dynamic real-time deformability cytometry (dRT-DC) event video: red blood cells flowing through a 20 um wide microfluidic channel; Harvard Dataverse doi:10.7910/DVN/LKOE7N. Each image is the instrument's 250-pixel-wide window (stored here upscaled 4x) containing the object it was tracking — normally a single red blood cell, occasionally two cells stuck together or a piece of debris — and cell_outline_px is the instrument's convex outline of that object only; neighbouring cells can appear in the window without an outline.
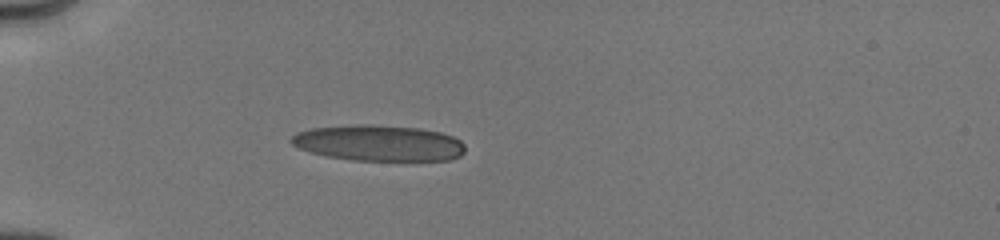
{"species": "human", "species_latin": "Homo sapiens", "temperature_condition": "cold", "stored_images_in_passage": 9, "camera_frame_rate_fps": 3000, "um_per_image_px": 0.085, "donor": {"sex": "male"}, "frame": {"image": 1, "passage_image": 6, "time_ms": 4.0, "image_size_px": [1000, 240], "cell_outline_px": [[464, 152], [460, 156], [452, 160], [352, 160], [324, 156], [308, 152], [292, 144], [288, 140], [296, 132], [312, 128], [360, 124], [372, 124], [420, 128], [440, 132], [452, 136], [460, 140], [464, 144]], "centroid_in_image_um": [32.17, 12.16], "position_along_channel_um": 52.8, "area_um2": 36.65}}
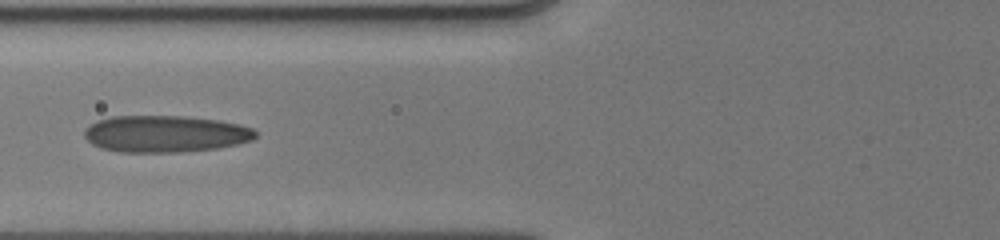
{"frame": {"image": 2, "passage_image": 8, "time_ms": 6.0, "image_size_px": [1000, 240], "cell_outline_px": [[256, 136], [252, 140], [236, 144], [216, 148], [180, 152], [120, 152], [100, 148], [92, 144], [84, 136], [84, 128], [96, 120], [112, 116], [184, 116], [220, 120], [240, 124], [252, 128], [256, 132]], "centroid_in_image_um": [14.02, 11.37], "position_along_channel_um": 111.8, "area_um2": 36.88}}